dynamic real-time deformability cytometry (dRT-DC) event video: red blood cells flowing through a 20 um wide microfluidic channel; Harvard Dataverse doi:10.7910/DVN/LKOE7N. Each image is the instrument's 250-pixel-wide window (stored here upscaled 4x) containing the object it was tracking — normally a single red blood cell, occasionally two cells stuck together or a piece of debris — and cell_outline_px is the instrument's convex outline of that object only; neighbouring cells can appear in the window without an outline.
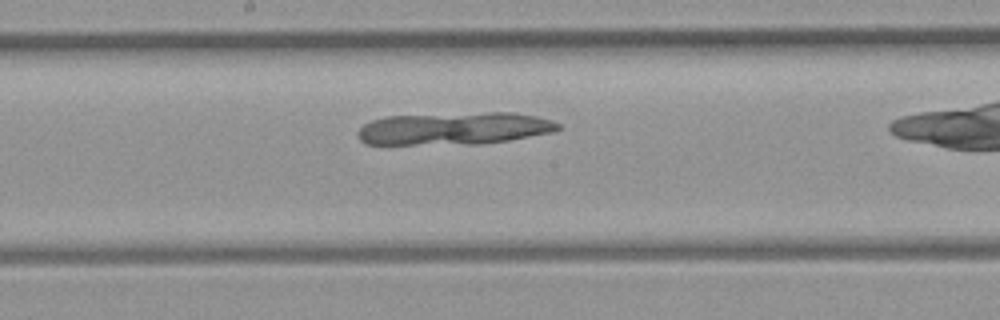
{"species": "common noctule bat (a hibernating species)", "species_latin": "Nyctalus noctula", "temperature_condition": "room temperature", "stored_images_in_passage": 25, "camera_frame_rate_fps": 3000, "um_per_image_px": 0.085, "animal": {"sex": "female", "body_mass_g": 21.9}, "frame": {"image": 1, "passage_image": 14, "time_ms": 4.333, "image_size_px": [1000, 320], "cell_outline_px": [[560, 128], [552, 132], [508, 140], [480, 144], [364, 144], [360, 140], [356, 132], [364, 124], [372, 120], [384, 116], [488, 112], [516, 112], [536, 116], [552, 120], [560, 124]], "centroid_in_image_um": [38.59, 10.91], "position_along_channel_um": 209.6, "area_um2": 38.03}}
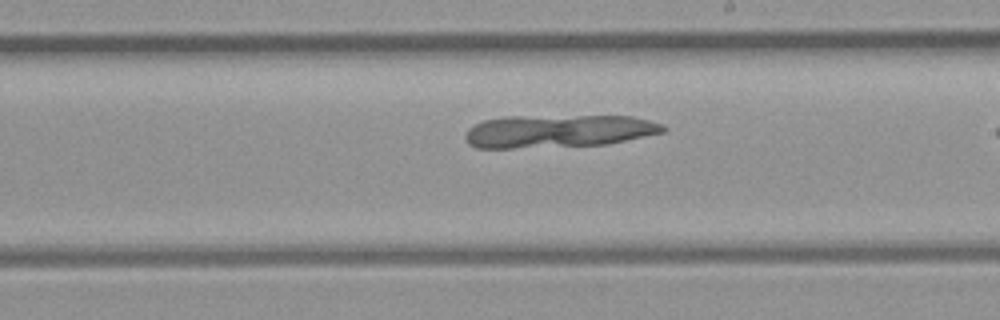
{"frame": {"image": 2, "passage_image": 16, "time_ms": 5.0, "image_size_px": [1000, 320], "cell_outline_px": [[668, 128], [664, 132], [608, 144], [512, 148], [476, 148], [468, 144], [464, 136], [468, 128], [484, 120], [504, 116], [632, 116], [664, 124]], "centroid_in_image_um": [47.45, 11.14], "position_along_channel_um": 241.5, "area_um2": 37.97}}